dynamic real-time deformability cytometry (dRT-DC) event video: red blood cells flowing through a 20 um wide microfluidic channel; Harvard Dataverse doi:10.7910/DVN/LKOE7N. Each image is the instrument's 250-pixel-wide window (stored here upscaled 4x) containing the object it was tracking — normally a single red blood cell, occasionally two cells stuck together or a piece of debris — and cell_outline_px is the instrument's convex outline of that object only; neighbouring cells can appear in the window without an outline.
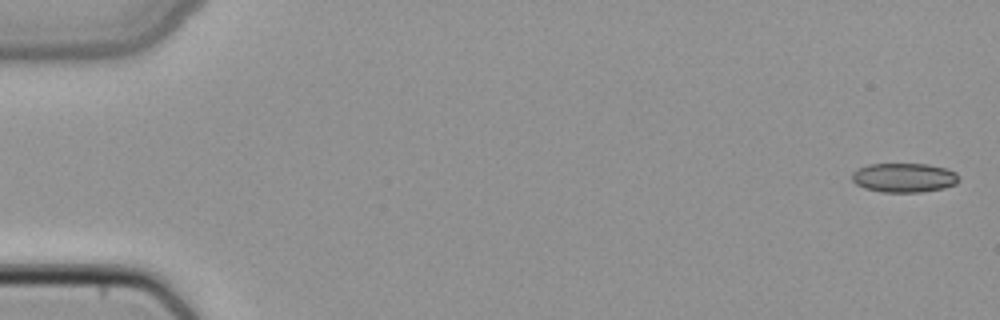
{"species": "common noctule bat (a hibernating species)", "species_latin": "Nyctalus noctula", "temperature_condition": "cold", "stored_images_in_passage": 4, "camera_frame_rate_fps": 3000, "um_per_image_px": 0.085, "animal": {"sex": "female", "body_mass_g": 22.7, "forearm_length_mm": 54.2}, "frame": {"image": 1, "passage_image": 1, "time_ms": 0.0, "image_size_px": [1000, 320], "cell_outline_px": [[960, 180], [956, 184], [944, 188], [920, 192], [880, 192], [864, 188], [856, 184], [852, 180], [852, 172], [856, 168], [868, 164], [928, 164], [944, 168], [956, 172], [960, 176]], "centroid_in_image_um": [76.84, 15.1], "position_along_channel_um": 8.2, "area_um2": 18.44}}
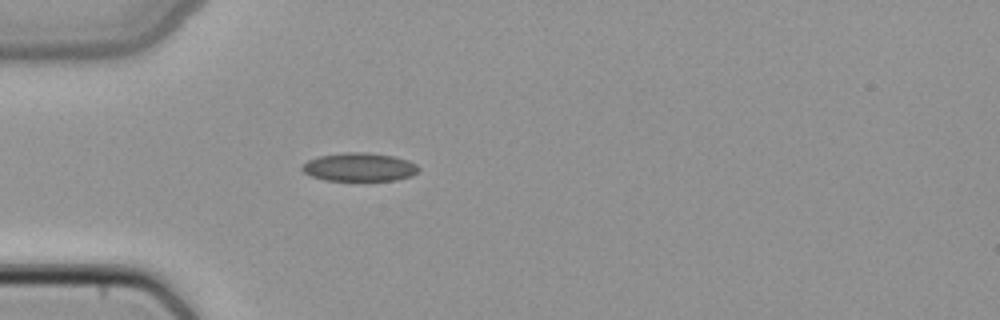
{"frame": {"image": 2, "passage_image": 4, "time_ms": 1.0, "image_size_px": [1000, 320], "cell_outline_px": [[420, 168], [412, 176], [396, 180], [324, 180], [312, 176], [304, 172], [300, 168], [308, 160], [320, 156], [344, 152], [368, 152], [392, 156], [408, 160], [416, 164]], "centroid_in_image_um": [30.55, 14.2], "position_along_channel_um": 54.4, "area_um2": 19.19}}